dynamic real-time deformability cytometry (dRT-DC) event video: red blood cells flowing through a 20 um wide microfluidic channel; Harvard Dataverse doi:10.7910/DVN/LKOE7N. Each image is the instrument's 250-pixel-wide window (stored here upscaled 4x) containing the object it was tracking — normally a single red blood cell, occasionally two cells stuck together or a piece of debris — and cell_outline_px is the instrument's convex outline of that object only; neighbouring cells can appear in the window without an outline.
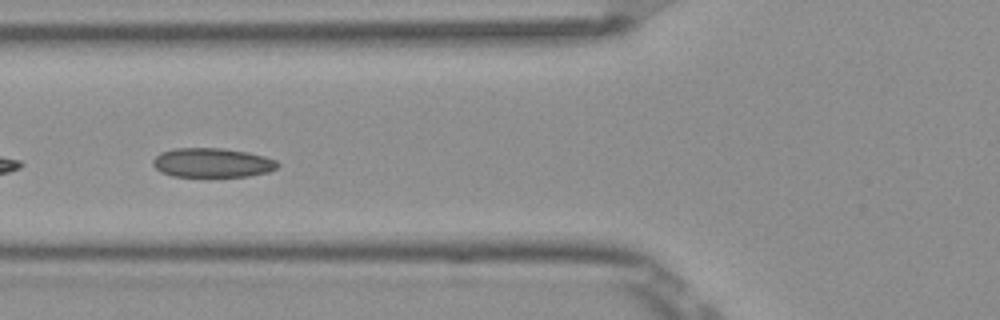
{"species": "Egyptian fruit bat (a non-hibernating species)", "species_latin": "Rousettus aegyptiacus", "temperature_condition": "room temperature", "stored_images_in_passage": 10, "camera_frame_rate_fps": 3000, "um_per_image_px": 0.085, "frame": {"image": 1, "passage_image": 6, "time_ms": 1.667, "image_size_px": [1000, 320], "cell_outline_px": [[280, 164], [276, 168], [268, 172], [248, 176], [172, 176], [160, 172], [152, 164], [152, 160], [160, 152], [172, 148], [224, 148], [248, 152], [264, 156], [276, 160]], "centroid_in_image_um": [18.02, 13.82], "position_along_channel_um": 107.8, "area_um2": 21.39}}
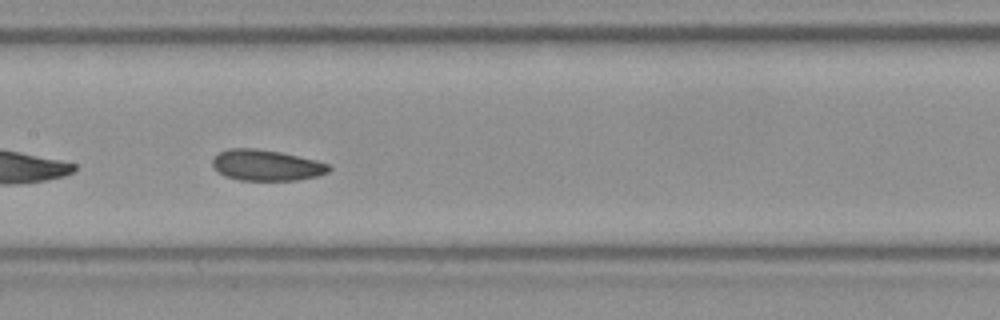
{"frame": {"image": 2, "passage_image": 8, "time_ms": 2.333, "image_size_px": [1000, 320], "cell_outline_px": [[332, 168], [328, 172], [316, 176], [296, 180], [240, 180], [224, 176], [212, 168], [212, 160], [220, 152], [228, 148], [256, 148], [280, 152], [316, 160], [328, 164]], "centroid_in_image_um": [22.61, 14.04], "position_along_channel_um": 184.8, "area_um2": 20.98}}
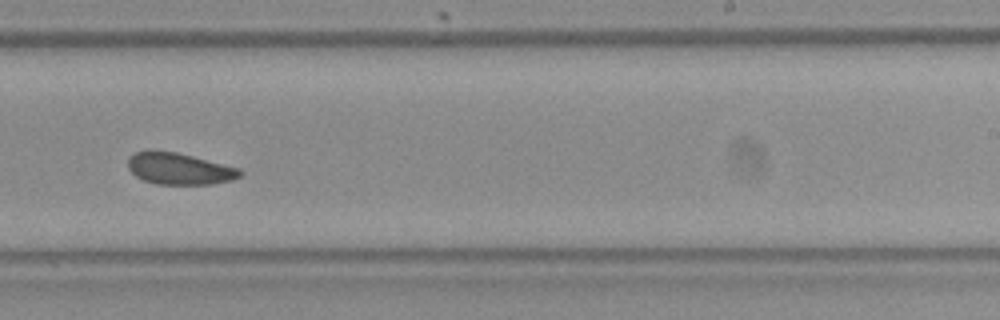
{"frame": {"image": 3, "passage_image": 10, "time_ms": 3.0, "image_size_px": [1000, 320], "cell_outline_px": [[244, 172], [240, 176], [232, 180], [212, 184], [156, 184], [144, 180], [136, 176], [128, 168], [128, 156], [136, 152], [152, 148], [176, 152], [240, 168]], "centroid_in_image_um": [15.22, 14.32], "position_along_channel_um": 273.8, "area_um2": 20.92}}